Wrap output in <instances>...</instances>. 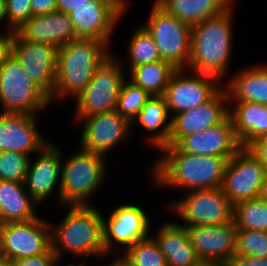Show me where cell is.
I'll return each instance as SVG.
<instances>
[{"mask_svg":"<svg viewBox=\"0 0 267 266\" xmlns=\"http://www.w3.org/2000/svg\"><path fill=\"white\" fill-rule=\"evenodd\" d=\"M169 114L164 97L151 96L133 119L131 126L138 121L148 132L157 130V132L154 133L155 135H151L148 141L158 150L165 145H169L172 124V118L169 119Z\"/></svg>","mask_w":267,"mask_h":266,"instance_id":"28","label":"cell"},{"mask_svg":"<svg viewBox=\"0 0 267 266\" xmlns=\"http://www.w3.org/2000/svg\"><path fill=\"white\" fill-rule=\"evenodd\" d=\"M169 14L190 26L232 7V0H154Z\"/></svg>","mask_w":267,"mask_h":266,"instance_id":"27","label":"cell"},{"mask_svg":"<svg viewBox=\"0 0 267 266\" xmlns=\"http://www.w3.org/2000/svg\"><path fill=\"white\" fill-rule=\"evenodd\" d=\"M232 8L191 26V71L225 77L232 51ZM228 64V65H227Z\"/></svg>","mask_w":267,"mask_h":266,"instance_id":"2","label":"cell"},{"mask_svg":"<svg viewBox=\"0 0 267 266\" xmlns=\"http://www.w3.org/2000/svg\"><path fill=\"white\" fill-rule=\"evenodd\" d=\"M124 80L118 96L117 112L132 122L144 104L151 98V95L133 82Z\"/></svg>","mask_w":267,"mask_h":266,"instance_id":"33","label":"cell"},{"mask_svg":"<svg viewBox=\"0 0 267 266\" xmlns=\"http://www.w3.org/2000/svg\"><path fill=\"white\" fill-rule=\"evenodd\" d=\"M59 148L49 141L40 149L35 162L32 164V161H29L24 183L26 189H29L27 191L38 204L48 198L56 184L60 186L62 151Z\"/></svg>","mask_w":267,"mask_h":266,"instance_id":"21","label":"cell"},{"mask_svg":"<svg viewBox=\"0 0 267 266\" xmlns=\"http://www.w3.org/2000/svg\"><path fill=\"white\" fill-rule=\"evenodd\" d=\"M183 70L172 74L163 94L169 113L175 115L205 103L222 88L217 84L220 80L212 75L193 72L187 76Z\"/></svg>","mask_w":267,"mask_h":266,"instance_id":"13","label":"cell"},{"mask_svg":"<svg viewBox=\"0 0 267 266\" xmlns=\"http://www.w3.org/2000/svg\"><path fill=\"white\" fill-rule=\"evenodd\" d=\"M104 155L80 151L61 163L59 202L63 205H90L89 198L106 177Z\"/></svg>","mask_w":267,"mask_h":266,"instance_id":"5","label":"cell"},{"mask_svg":"<svg viewBox=\"0 0 267 266\" xmlns=\"http://www.w3.org/2000/svg\"><path fill=\"white\" fill-rule=\"evenodd\" d=\"M228 95L222 87L210 100L196 108L172 117L169 145H176L184 136L201 132L221 123L228 115ZM226 104V105H225Z\"/></svg>","mask_w":267,"mask_h":266,"instance_id":"18","label":"cell"},{"mask_svg":"<svg viewBox=\"0 0 267 266\" xmlns=\"http://www.w3.org/2000/svg\"><path fill=\"white\" fill-rule=\"evenodd\" d=\"M226 266H267V258L235 254Z\"/></svg>","mask_w":267,"mask_h":266,"instance_id":"39","label":"cell"},{"mask_svg":"<svg viewBox=\"0 0 267 266\" xmlns=\"http://www.w3.org/2000/svg\"><path fill=\"white\" fill-rule=\"evenodd\" d=\"M152 35L162 60L177 69L189 65L191 56V26L169 14L155 1L148 21L143 25Z\"/></svg>","mask_w":267,"mask_h":266,"instance_id":"7","label":"cell"},{"mask_svg":"<svg viewBox=\"0 0 267 266\" xmlns=\"http://www.w3.org/2000/svg\"><path fill=\"white\" fill-rule=\"evenodd\" d=\"M32 15H46L58 10L56 0H31Z\"/></svg>","mask_w":267,"mask_h":266,"instance_id":"40","label":"cell"},{"mask_svg":"<svg viewBox=\"0 0 267 266\" xmlns=\"http://www.w3.org/2000/svg\"><path fill=\"white\" fill-rule=\"evenodd\" d=\"M0 224H1V207H0Z\"/></svg>","mask_w":267,"mask_h":266,"instance_id":"49","label":"cell"},{"mask_svg":"<svg viewBox=\"0 0 267 266\" xmlns=\"http://www.w3.org/2000/svg\"><path fill=\"white\" fill-rule=\"evenodd\" d=\"M104 42L93 38H77L61 46L57 52L55 98L75 96L86 88L97 68L111 54Z\"/></svg>","mask_w":267,"mask_h":266,"instance_id":"3","label":"cell"},{"mask_svg":"<svg viewBox=\"0 0 267 266\" xmlns=\"http://www.w3.org/2000/svg\"><path fill=\"white\" fill-rule=\"evenodd\" d=\"M176 145L187 153L225 158L233 157L241 148L229 115L207 130L184 136Z\"/></svg>","mask_w":267,"mask_h":266,"instance_id":"19","label":"cell"},{"mask_svg":"<svg viewBox=\"0 0 267 266\" xmlns=\"http://www.w3.org/2000/svg\"><path fill=\"white\" fill-rule=\"evenodd\" d=\"M88 3V0H56L58 11L70 14L76 7Z\"/></svg>","mask_w":267,"mask_h":266,"instance_id":"42","label":"cell"},{"mask_svg":"<svg viewBox=\"0 0 267 266\" xmlns=\"http://www.w3.org/2000/svg\"><path fill=\"white\" fill-rule=\"evenodd\" d=\"M235 254L267 258V231L237 230Z\"/></svg>","mask_w":267,"mask_h":266,"instance_id":"35","label":"cell"},{"mask_svg":"<svg viewBox=\"0 0 267 266\" xmlns=\"http://www.w3.org/2000/svg\"><path fill=\"white\" fill-rule=\"evenodd\" d=\"M257 197L262 199L263 201L267 202V173H266V175L263 179V182L260 186Z\"/></svg>","mask_w":267,"mask_h":266,"instance_id":"43","label":"cell"},{"mask_svg":"<svg viewBox=\"0 0 267 266\" xmlns=\"http://www.w3.org/2000/svg\"><path fill=\"white\" fill-rule=\"evenodd\" d=\"M0 266H13L11 261L0 257Z\"/></svg>","mask_w":267,"mask_h":266,"instance_id":"46","label":"cell"},{"mask_svg":"<svg viewBox=\"0 0 267 266\" xmlns=\"http://www.w3.org/2000/svg\"><path fill=\"white\" fill-rule=\"evenodd\" d=\"M160 151L163 156L152 166L154 184L190 191L221 187L230 158L195 155L177 145H165Z\"/></svg>","mask_w":267,"mask_h":266,"instance_id":"1","label":"cell"},{"mask_svg":"<svg viewBox=\"0 0 267 266\" xmlns=\"http://www.w3.org/2000/svg\"><path fill=\"white\" fill-rule=\"evenodd\" d=\"M57 52L58 48L50 44L24 40L15 32L12 54L31 80L50 98L55 87Z\"/></svg>","mask_w":267,"mask_h":266,"instance_id":"14","label":"cell"},{"mask_svg":"<svg viewBox=\"0 0 267 266\" xmlns=\"http://www.w3.org/2000/svg\"><path fill=\"white\" fill-rule=\"evenodd\" d=\"M228 100L267 105V66H251L236 73L223 86Z\"/></svg>","mask_w":267,"mask_h":266,"instance_id":"24","label":"cell"},{"mask_svg":"<svg viewBox=\"0 0 267 266\" xmlns=\"http://www.w3.org/2000/svg\"><path fill=\"white\" fill-rule=\"evenodd\" d=\"M109 266H133L129 261H127L123 256L118 258L116 260H113Z\"/></svg>","mask_w":267,"mask_h":266,"instance_id":"44","label":"cell"},{"mask_svg":"<svg viewBox=\"0 0 267 266\" xmlns=\"http://www.w3.org/2000/svg\"><path fill=\"white\" fill-rule=\"evenodd\" d=\"M149 222L145 211L136 204L116 207L108 221L103 218V245L106 255L116 244L124 245L125 251L139 240L149 237Z\"/></svg>","mask_w":267,"mask_h":266,"instance_id":"16","label":"cell"},{"mask_svg":"<svg viewBox=\"0 0 267 266\" xmlns=\"http://www.w3.org/2000/svg\"><path fill=\"white\" fill-rule=\"evenodd\" d=\"M38 203L27 192L25 183L0 180L1 224L34 220Z\"/></svg>","mask_w":267,"mask_h":266,"instance_id":"26","label":"cell"},{"mask_svg":"<svg viewBox=\"0 0 267 266\" xmlns=\"http://www.w3.org/2000/svg\"><path fill=\"white\" fill-rule=\"evenodd\" d=\"M16 32L24 40L50 44L58 49L79 38L69 14L58 10L46 15H32Z\"/></svg>","mask_w":267,"mask_h":266,"instance_id":"22","label":"cell"},{"mask_svg":"<svg viewBox=\"0 0 267 266\" xmlns=\"http://www.w3.org/2000/svg\"><path fill=\"white\" fill-rule=\"evenodd\" d=\"M77 120L85 122L80 137L81 150L104 156L128 138L132 130L131 122L121 116L117 110Z\"/></svg>","mask_w":267,"mask_h":266,"instance_id":"15","label":"cell"},{"mask_svg":"<svg viewBox=\"0 0 267 266\" xmlns=\"http://www.w3.org/2000/svg\"><path fill=\"white\" fill-rule=\"evenodd\" d=\"M172 212L178 214L186 224L212 226L233 221L234 205L224 195L221 187L191 190L177 201L170 203Z\"/></svg>","mask_w":267,"mask_h":266,"instance_id":"9","label":"cell"},{"mask_svg":"<svg viewBox=\"0 0 267 266\" xmlns=\"http://www.w3.org/2000/svg\"><path fill=\"white\" fill-rule=\"evenodd\" d=\"M59 259H57L56 261H55V264H54V266H59L58 264H59ZM85 261H86V259H84V261H83V263H81V264H68V265H64V266H86V265H84V263H85ZM58 262V263H57Z\"/></svg>","mask_w":267,"mask_h":266,"instance_id":"48","label":"cell"},{"mask_svg":"<svg viewBox=\"0 0 267 266\" xmlns=\"http://www.w3.org/2000/svg\"><path fill=\"white\" fill-rule=\"evenodd\" d=\"M121 62L110 54L97 68L86 88L76 97V119L116 110L125 74Z\"/></svg>","mask_w":267,"mask_h":266,"instance_id":"8","label":"cell"},{"mask_svg":"<svg viewBox=\"0 0 267 266\" xmlns=\"http://www.w3.org/2000/svg\"><path fill=\"white\" fill-rule=\"evenodd\" d=\"M186 228L190 243L202 262L226 265L235 255L237 228L234 220L223 225Z\"/></svg>","mask_w":267,"mask_h":266,"instance_id":"17","label":"cell"},{"mask_svg":"<svg viewBox=\"0 0 267 266\" xmlns=\"http://www.w3.org/2000/svg\"><path fill=\"white\" fill-rule=\"evenodd\" d=\"M237 230L267 231V202L255 197L234 205Z\"/></svg>","mask_w":267,"mask_h":266,"instance_id":"30","label":"cell"},{"mask_svg":"<svg viewBox=\"0 0 267 266\" xmlns=\"http://www.w3.org/2000/svg\"><path fill=\"white\" fill-rule=\"evenodd\" d=\"M131 70L133 67L162 60L152 35L142 25L133 33L128 47Z\"/></svg>","mask_w":267,"mask_h":266,"instance_id":"31","label":"cell"},{"mask_svg":"<svg viewBox=\"0 0 267 266\" xmlns=\"http://www.w3.org/2000/svg\"><path fill=\"white\" fill-rule=\"evenodd\" d=\"M50 97L36 85L20 62L11 54L0 66L2 113L34 115L50 104Z\"/></svg>","mask_w":267,"mask_h":266,"instance_id":"6","label":"cell"},{"mask_svg":"<svg viewBox=\"0 0 267 266\" xmlns=\"http://www.w3.org/2000/svg\"><path fill=\"white\" fill-rule=\"evenodd\" d=\"M265 175L266 169L262 163L246 147H241L228 160L221 189L235 205L257 197Z\"/></svg>","mask_w":267,"mask_h":266,"instance_id":"12","label":"cell"},{"mask_svg":"<svg viewBox=\"0 0 267 266\" xmlns=\"http://www.w3.org/2000/svg\"><path fill=\"white\" fill-rule=\"evenodd\" d=\"M229 109L234 133L241 147H247L255 139L267 136V105L253 102H234Z\"/></svg>","mask_w":267,"mask_h":266,"instance_id":"25","label":"cell"},{"mask_svg":"<svg viewBox=\"0 0 267 266\" xmlns=\"http://www.w3.org/2000/svg\"><path fill=\"white\" fill-rule=\"evenodd\" d=\"M177 70L171 63L159 60L133 67L129 73L131 82L151 96H163L172 74Z\"/></svg>","mask_w":267,"mask_h":266,"instance_id":"29","label":"cell"},{"mask_svg":"<svg viewBox=\"0 0 267 266\" xmlns=\"http://www.w3.org/2000/svg\"><path fill=\"white\" fill-rule=\"evenodd\" d=\"M9 32H16L32 16L31 0H6Z\"/></svg>","mask_w":267,"mask_h":266,"instance_id":"36","label":"cell"},{"mask_svg":"<svg viewBox=\"0 0 267 266\" xmlns=\"http://www.w3.org/2000/svg\"><path fill=\"white\" fill-rule=\"evenodd\" d=\"M121 254L133 266H167L164 254L153 236L139 240Z\"/></svg>","mask_w":267,"mask_h":266,"instance_id":"32","label":"cell"},{"mask_svg":"<svg viewBox=\"0 0 267 266\" xmlns=\"http://www.w3.org/2000/svg\"><path fill=\"white\" fill-rule=\"evenodd\" d=\"M7 19V4L6 0H0V21Z\"/></svg>","mask_w":267,"mask_h":266,"instance_id":"45","label":"cell"},{"mask_svg":"<svg viewBox=\"0 0 267 266\" xmlns=\"http://www.w3.org/2000/svg\"><path fill=\"white\" fill-rule=\"evenodd\" d=\"M36 116L0 114V152L14 151L26 155L37 153L48 143L40 134Z\"/></svg>","mask_w":267,"mask_h":266,"instance_id":"20","label":"cell"},{"mask_svg":"<svg viewBox=\"0 0 267 266\" xmlns=\"http://www.w3.org/2000/svg\"><path fill=\"white\" fill-rule=\"evenodd\" d=\"M15 37V32H7L0 34V66L12 54V45Z\"/></svg>","mask_w":267,"mask_h":266,"instance_id":"41","label":"cell"},{"mask_svg":"<svg viewBox=\"0 0 267 266\" xmlns=\"http://www.w3.org/2000/svg\"><path fill=\"white\" fill-rule=\"evenodd\" d=\"M30 157L14 151L0 152V180L24 183Z\"/></svg>","mask_w":267,"mask_h":266,"instance_id":"34","label":"cell"},{"mask_svg":"<svg viewBox=\"0 0 267 266\" xmlns=\"http://www.w3.org/2000/svg\"><path fill=\"white\" fill-rule=\"evenodd\" d=\"M51 227V247L60 260L68 251L83 258L106 255L103 245V216L93 205H71L63 221Z\"/></svg>","mask_w":267,"mask_h":266,"instance_id":"4","label":"cell"},{"mask_svg":"<svg viewBox=\"0 0 267 266\" xmlns=\"http://www.w3.org/2000/svg\"><path fill=\"white\" fill-rule=\"evenodd\" d=\"M153 238L164 254L167 266H198L202 262L190 243L187 228L176 222L161 225Z\"/></svg>","mask_w":267,"mask_h":266,"instance_id":"23","label":"cell"},{"mask_svg":"<svg viewBox=\"0 0 267 266\" xmlns=\"http://www.w3.org/2000/svg\"><path fill=\"white\" fill-rule=\"evenodd\" d=\"M246 148L262 163L267 173V136L255 139Z\"/></svg>","mask_w":267,"mask_h":266,"instance_id":"38","label":"cell"},{"mask_svg":"<svg viewBox=\"0 0 267 266\" xmlns=\"http://www.w3.org/2000/svg\"><path fill=\"white\" fill-rule=\"evenodd\" d=\"M50 247V222L40 217L0 224V257L8 261L45 253Z\"/></svg>","mask_w":267,"mask_h":266,"instance_id":"10","label":"cell"},{"mask_svg":"<svg viewBox=\"0 0 267 266\" xmlns=\"http://www.w3.org/2000/svg\"><path fill=\"white\" fill-rule=\"evenodd\" d=\"M126 7V0H88V3L76 7L69 16L78 37L97 39L107 45L116 21Z\"/></svg>","mask_w":267,"mask_h":266,"instance_id":"11","label":"cell"},{"mask_svg":"<svg viewBox=\"0 0 267 266\" xmlns=\"http://www.w3.org/2000/svg\"><path fill=\"white\" fill-rule=\"evenodd\" d=\"M198 266H226L219 263L201 262Z\"/></svg>","mask_w":267,"mask_h":266,"instance_id":"47","label":"cell"},{"mask_svg":"<svg viewBox=\"0 0 267 266\" xmlns=\"http://www.w3.org/2000/svg\"><path fill=\"white\" fill-rule=\"evenodd\" d=\"M56 254L50 247L45 253L12 261L13 266H54Z\"/></svg>","mask_w":267,"mask_h":266,"instance_id":"37","label":"cell"}]
</instances>
